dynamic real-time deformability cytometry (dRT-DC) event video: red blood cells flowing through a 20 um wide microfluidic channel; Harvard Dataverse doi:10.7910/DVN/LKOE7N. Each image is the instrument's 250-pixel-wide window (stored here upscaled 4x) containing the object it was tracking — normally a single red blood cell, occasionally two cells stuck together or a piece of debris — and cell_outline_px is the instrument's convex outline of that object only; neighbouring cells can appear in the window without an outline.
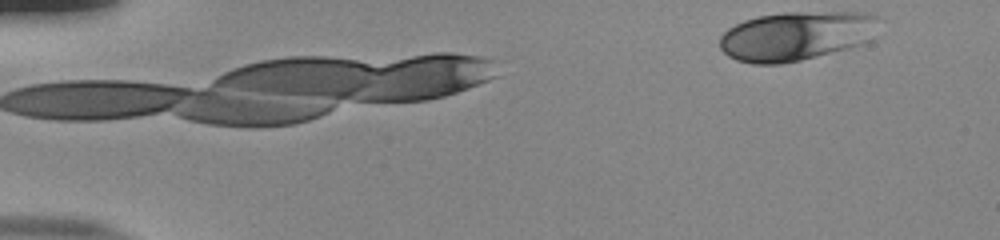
{"species": "human", "species_latin": "Homo sapiens", "temperature_condition": "room temperature", "stored_images_in_passage": 9, "camera_frame_rate_fps": 3000, "um_per_image_px": 0.085, "donor": {"sex": "male"}, "frame": {"image": 1, "passage_image": 9, "time_ms": 2.667, "image_size_px": [1000, 240], "cell_outline_px": [[884, 20], [872, 40], [848, 48], [800, 60], [780, 64], [752, 64], [736, 60], [728, 56], [720, 48], [720, 36], [728, 28], [744, 20], [756, 16], [784, 12], [868, 12], [880, 16]], "centroid_in_image_um": [67.75, 3.03], "position_along_channel_um": 17.2, "area_um2": 46.36}}